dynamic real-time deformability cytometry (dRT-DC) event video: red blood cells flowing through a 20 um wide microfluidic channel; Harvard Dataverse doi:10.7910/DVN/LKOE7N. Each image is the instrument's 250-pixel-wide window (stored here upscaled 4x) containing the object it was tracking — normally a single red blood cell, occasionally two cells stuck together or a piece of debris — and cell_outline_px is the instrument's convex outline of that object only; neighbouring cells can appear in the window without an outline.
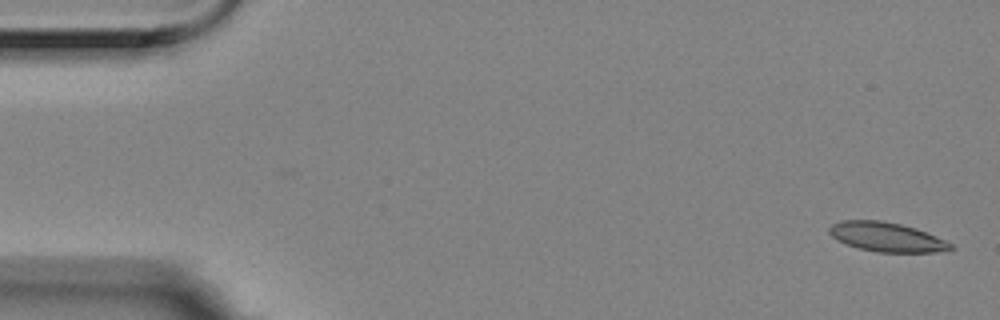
{"species": "Egyptian fruit bat (a non-hibernating species)", "species_latin": "Rousettus aegyptiacus", "temperature_condition": "room temperature", "stored_images_in_passage": 5, "camera_frame_rate_fps": 3000, "um_per_image_px": 0.085, "animal": {"sex": "female"}, "frame": {"image": 1, "passage_image": 1, "time_ms": 0.0, "image_size_px": [1000, 320], "cell_outline_px": [[956, 248], [948, 252], [880, 252], [860, 248], [848, 244], [832, 236], [828, 232], [828, 228], [832, 224], [840, 220], [880, 220], [900, 224], [916, 228], [936, 236], [952, 244]], "centroid_in_image_um": [75.42, 20.14], "position_along_channel_um": 9.6, "area_um2": 20.69}}
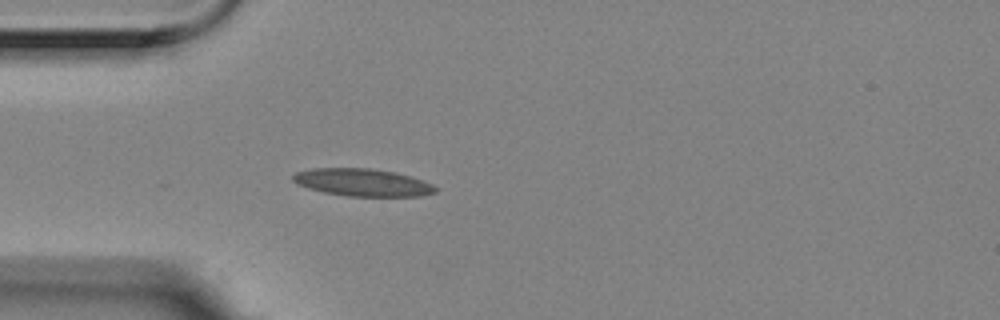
{"frame": {"image": 2, "passage_image": 5, "time_ms": 1.333, "image_size_px": [1000, 320], "cell_outline_px": [[436, 192], [420, 196], [348, 196], [324, 192], [308, 188], [296, 184], [292, 180], [292, 176], [296, 172], [312, 168], [372, 168], [396, 172], [412, 176], [432, 184], [436, 188]], "centroid_in_image_um": [30.8, 15.5], "position_along_channel_um": 54.2, "area_um2": 22.89}}